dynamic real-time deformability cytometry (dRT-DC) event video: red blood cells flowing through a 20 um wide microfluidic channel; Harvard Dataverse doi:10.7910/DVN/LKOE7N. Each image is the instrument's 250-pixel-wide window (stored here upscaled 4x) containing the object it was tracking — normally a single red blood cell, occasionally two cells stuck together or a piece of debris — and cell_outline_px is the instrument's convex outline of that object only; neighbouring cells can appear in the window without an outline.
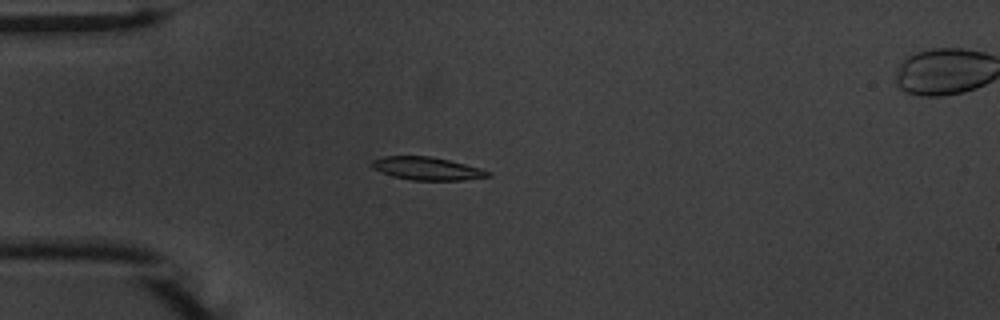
{"species": "common noctule bat (a hibernating species)", "species_latin": "Nyctalus noctula", "temperature_condition": "warm", "stored_images_in_passage": 43, "camera_frame_rate_fps": 3000, "um_per_image_px": 0.085, "animal": {"sex": "male", "body_mass_g": 20.1, "forearm_length_mm": 53.5}, "frame": {"image": 1, "passage_image": 8, "time_ms": 2.333, "image_size_px": [1000, 320], "cell_outline_px": [[492, 176], [464, 180], [412, 180], [392, 176], [372, 168], [372, 160], [384, 156], [428, 156], [448, 160], [480, 168], [488, 172]], "centroid_in_image_um": [36.27, 14.33], "position_along_channel_um": 48.7, "area_um2": 15.32}}
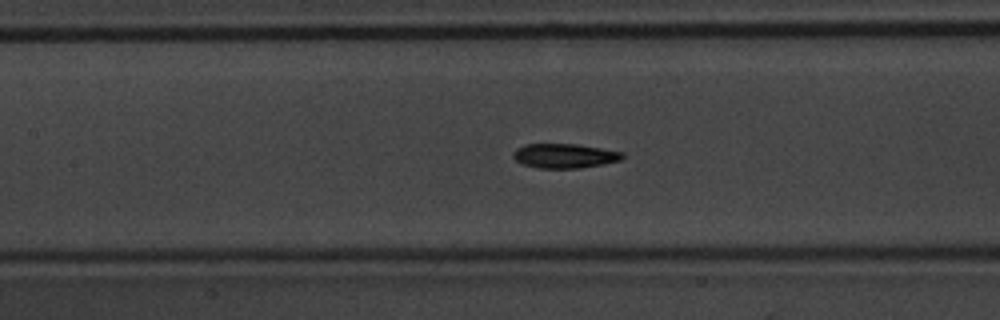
{"frame": {"image": 2, "passage_image": 18, "time_ms": 5.667, "image_size_px": [1000, 320], "cell_outline_px": [[624, 156], [620, 160], [604, 164], [580, 168], [540, 168], [524, 164], [516, 160], [512, 156], [512, 152], [516, 148], [524, 144], [576, 144], [624, 152]], "centroid_in_image_um": [47.98, 13.24], "position_along_channel_um": 159.4, "area_um2": 15.55}}
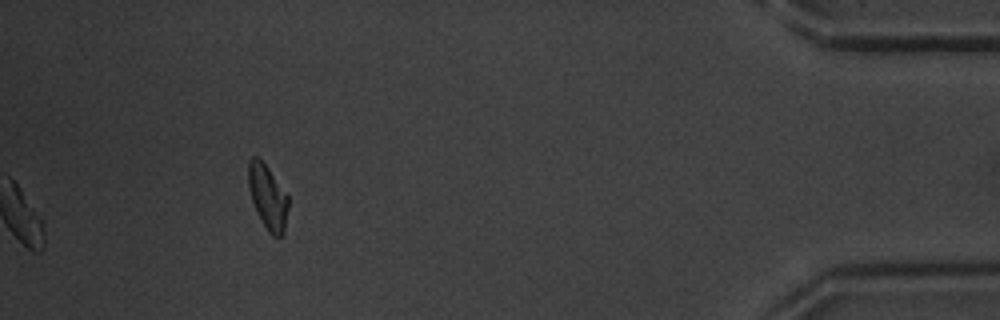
{"frame": {"image": 3, "passage_image": 43, "time_ms": 14.0, "image_size_px": [1000, 320], "cell_outline_px": [[288, 208], [284, 232], [280, 240], [272, 236], [268, 232], [252, 200], [248, 184], [248, 160], [252, 156], [260, 156], [288, 196]], "centroid_in_image_um": [22.76, 16.73], "position_along_channel_um": 412.4, "area_um2": 15.03}, "authors_computed_cell_mechanics": {"area_um2": 15.8372, "velocity_mm_per_s": 3.7366, "shape_relaxation_time_tau1_ms": 2.4141, "shape_relaxation_time_tau2_ms": 3.715, "deformation_change_tau1": 0.1368, "deformation_change_tau2": 0.1071}}